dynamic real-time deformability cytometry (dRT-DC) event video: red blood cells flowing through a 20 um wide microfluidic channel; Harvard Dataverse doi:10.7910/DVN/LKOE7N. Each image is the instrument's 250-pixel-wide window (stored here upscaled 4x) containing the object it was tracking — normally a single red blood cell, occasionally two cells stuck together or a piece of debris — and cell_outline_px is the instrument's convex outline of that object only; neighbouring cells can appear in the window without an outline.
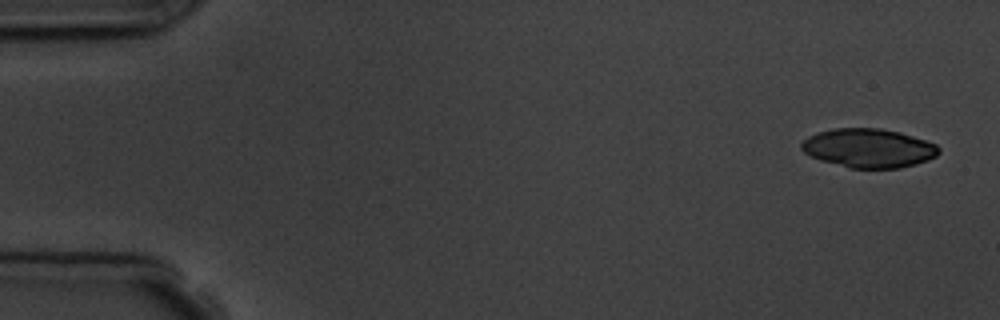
{"species": "common noctule bat (a hibernating species)", "species_latin": "Nyctalus noctula", "temperature_condition": "room temperature", "stored_images_in_passage": 5, "camera_frame_rate_fps": 3000, "um_per_image_px": 0.085, "animal": {"sex": "male", "body_mass_g": 19.5, "forearm_length_mm": 54.6}, "frame": {"image": 1, "passage_image": 1, "time_ms": 0.0, "image_size_px": [1000, 320], "cell_outline_px": [[940, 152], [936, 156], [928, 160], [916, 164], [900, 168], [848, 168], [820, 160], [804, 152], [800, 148], [800, 144], [808, 136], [816, 132], [832, 128], [880, 128], [900, 132], [936, 144], [940, 148]], "centroid_in_image_um": [73.82, 12.59], "position_along_channel_um": 11.2, "area_um2": 31.33}}